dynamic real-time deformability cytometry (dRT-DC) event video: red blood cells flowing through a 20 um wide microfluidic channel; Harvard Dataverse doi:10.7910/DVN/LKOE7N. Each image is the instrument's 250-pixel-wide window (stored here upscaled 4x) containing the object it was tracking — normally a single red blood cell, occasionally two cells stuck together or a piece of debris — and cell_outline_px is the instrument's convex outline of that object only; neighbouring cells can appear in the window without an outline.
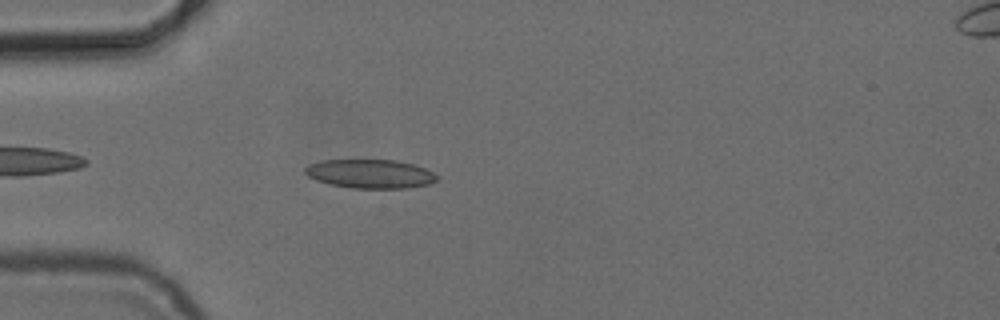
{"species": "common noctule bat (a hibernating species)", "species_latin": "Nyctalus noctula", "temperature_condition": "cold", "stored_images_in_passage": 5, "camera_frame_rate_fps": 3000, "um_per_image_px": 0.085, "animal": {"sex": "female", "body_mass_g": 24.6, "forearm_length_mm": 56.2}, "frame": {"image": 1, "passage_image": 5, "time_ms": 5.0, "image_size_px": [1000, 320], "cell_outline_px": [[440, 176], [436, 180], [428, 184], [408, 188], [352, 188], [332, 184], [316, 180], [308, 176], [304, 172], [304, 168], [308, 164], [320, 160], [396, 160], [412, 164], [424, 168]], "centroid_in_image_um": [31.45, 14.77], "position_along_channel_um": 53.5, "area_um2": 22.14}}